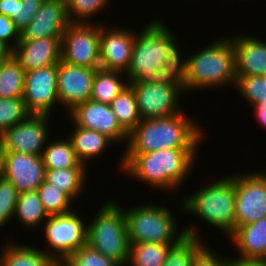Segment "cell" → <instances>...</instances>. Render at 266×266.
Listing matches in <instances>:
<instances>
[{"label":"cell","instance_id":"bcb514c9","mask_svg":"<svg viewBox=\"0 0 266 266\" xmlns=\"http://www.w3.org/2000/svg\"><path fill=\"white\" fill-rule=\"evenodd\" d=\"M52 266H68L64 261H56Z\"/></svg>","mask_w":266,"mask_h":266},{"label":"cell","instance_id":"8fae6325","mask_svg":"<svg viewBox=\"0 0 266 266\" xmlns=\"http://www.w3.org/2000/svg\"><path fill=\"white\" fill-rule=\"evenodd\" d=\"M235 229L266 216V170L234 175Z\"/></svg>","mask_w":266,"mask_h":266},{"label":"cell","instance_id":"2e32d148","mask_svg":"<svg viewBox=\"0 0 266 266\" xmlns=\"http://www.w3.org/2000/svg\"><path fill=\"white\" fill-rule=\"evenodd\" d=\"M96 70L72 65L60 59L57 81L58 100L67 113L78 104L91 99Z\"/></svg>","mask_w":266,"mask_h":266},{"label":"cell","instance_id":"4fadbf2b","mask_svg":"<svg viewBox=\"0 0 266 266\" xmlns=\"http://www.w3.org/2000/svg\"><path fill=\"white\" fill-rule=\"evenodd\" d=\"M58 64L25 72L22 99L29 114L51 115L58 100Z\"/></svg>","mask_w":266,"mask_h":266},{"label":"cell","instance_id":"60d3db41","mask_svg":"<svg viewBox=\"0 0 266 266\" xmlns=\"http://www.w3.org/2000/svg\"><path fill=\"white\" fill-rule=\"evenodd\" d=\"M206 244L195 256L192 266H227V256L217 254ZM224 257V258H223Z\"/></svg>","mask_w":266,"mask_h":266},{"label":"cell","instance_id":"ac0fdd59","mask_svg":"<svg viewBox=\"0 0 266 266\" xmlns=\"http://www.w3.org/2000/svg\"><path fill=\"white\" fill-rule=\"evenodd\" d=\"M69 24L66 0H44L39 11L20 33V40L62 38Z\"/></svg>","mask_w":266,"mask_h":266},{"label":"cell","instance_id":"e0dca14e","mask_svg":"<svg viewBox=\"0 0 266 266\" xmlns=\"http://www.w3.org/2000/svg\"><path fill=\"white\" fill-rule=\"evenodd\" d=\"M105 25L106 23H100V68L126 74L136 32L125 27Z\"/></svg>","mask_w":266,"mask_h":266},{"label":"cell","instance_id":"8992f818","mask_svg":"<svg viewBox=\"0 0 266 266\" xmlns=\"http://www.w3.org/2000/svg\"><path fill=\"white\" fill-rule=\"evenodd\" d=\"M139 205L124 209L129 243L175 244L185 236L184 227L177 226L175 213L167 206L154 203Z\"/></svg>","mask_w":266,"mask_h":266},{"label":"cell","instance_id":"9c48e42d","mask_svg":"<svg viewBox=\"0 0 266 266\" xmlns=\"http://www.w3.org/2000/svg\"><path fill=\"white\" fill-rule=\"evenodd\" d=\"M99 47L100 23H70L61 38V60L80 67L100 69Z\"/></svg>","mask_w":266,"mask_h":266},{"label":"cell","instance_id":"f546056e","mask_svg":"<svg viewBox=\"0 0 266 266\" xmlns=\"http://www.w3.org/2000/svg\"><path fill=\"white\" fill-rule=\"evenodd\" d=\"M48 142L42 153L45 169H66L80 163L68 137Z\"/></svg>","mask_w":266,"mask_h":266},{"label":"cell","instance_id":"ba28073f","mask_svg":"<svg viewBox=\"0 0 266 266\" xmlns=\"http://www.w3.org/2000/svg\"><path fill=\"white\" fill-rule=\"evenodd\" d=\"M87 223L75 208L58 215H49L44 222L43 239L48 245L43 250L55 262L65 261L71 254L87 244Z\"/></svg>","mask_w":266,"mask_h":266},{"label":"cell","instance_id":"cb8c5ba5","mask_svg":"<svg viewBox=\"0 0 266 266\" xmlns=\"http://www.w3.org/2000/svg\"><path fill=\"white\" fill-rule=\"evenodd\" d=\"M54 262L43 249L13 240L0 253V266H52Z\"/></svg>","mask_w":266,"mask_h":266},{"label":"cell","instance_id":"ab89813d","mask_svg":"<svg viewBox=\"0 0 266 266\" xmlns=\"http://www.w3.org/2000/svg\"><path fill=\"white\" fill-rule=\"evenodd\" d=\"M19 40L20 31L16 28L14 21L9 17L0 14V41L13 50Z\"/></svg>","mask_w":266,"mask_h":266},{"label":"cell","instance_id":"44dd1931","mask_svg":"<svg viewBox=\"0 0 266 266\" xmlns=\"http://www.w3.org/2000/svg\"><path fill=\"white\" fill-rule=\"evenodd\" d=\"M235 244L241 260H266V216L239 226L227 238Z\"/></svg>","mask_w":266,"mask_h":266},{"label":"cell","instance_id":"7bdbcfd3","mask_svg":"<svg viewBox=\"0 0 266 266\" xmlns=\"http://www.w3.org/2000/svg\"><path fill=\"white\" fill-rule=\"evenodd\" d=\"M16 8V0H0V14L13 19Z\"/></svg>","mask_w":266,"mask_h":266},{"label":"cell","instance_id":"603a6c76","mask_svg":"<svg viewBox=\"0 0 266 266\" xmlns=\"http://www.w3.org/2000/svg\"><path fill=\"white\" fill-rule=\"evenodd\" d=\"M173 34L170 30V52H166V62L154 73L152 82L176 86L186 94L187 58L181 57L184 53H181L179 42Z\"/></svg>","mask_w":266,"mask_h":266},{"label":"cell","instance_id":"3957f363","mask_svg":"<svg viewBox=\"0 0 266 266\" xmlns=\"http://www.w3.org/2000/svg\"><path fill=\"white\" fill-rule=\"evenodd\" d=\"M224 37L187 57L186 94L190 90L235 87V47L230 37Z\"/></svg>","mask_w":266,"mask_h":266},{"label":"cell","instance_id":"6da1fadb","mask_svg":"<svg viewBox=\"0 0 266 266\" xmlns=\"http://www.w3.org/2000/svg\"><path fill=\"white\" fill-rule=\"evenodd\" d=\"M184 112L165 118L141 120L129 133L127 149L123 151L122 160L120 157L118 170L122 172L123 167L140 153L169 148H199L204 139V127Z\"/></svg>","mask_w":266,"mask_h":266},{"label":"cell","instance_id":"f1b7e54d","mask_svg":"<svg viewBox=\"0 0 266 266\" xmlns=\"http://www.w3.org/2000/svg\"><path fill=\"white\" fill-rule=\"evenodd\" d=\"M110 106L120 126L128 134L141 122L136 95L130 85L117 95Z\"/></svg>","mask_w":266,"mask_h":266},{"label":"cell","instance_id":"7dc6e473","mask_svg":"<svg viewBox=\"0 0 266 266\" xmlns=\"http://www.w3.org/2000/svg\"><path fill=\"white\" fill-rule=\"evenodd\" d=\"M262 77H263V79H265V81H266V74L262 75Z\"/></svg>","mask_w":266,"mask_h":266},{"label":"cell","instance_id":"ffe728a7","mask_svg":"<svg viewBox=\"0 0 266 266\" xmlns=\"http://www.w3.org/2000/svg\"><path fill=\"white\" fill-rule=\"evenodd\" d=\"M236 35L229 36L235 47L236 76L266 74V41L254 35Z\"/></svg>","mask_w":266,"mask_h":266},{"label":"cell","instance_id":"7402d4cb","mask_svg":"<svg viewBox=\"0 0 266 266\" xmlns=\"http://www.w3.org/2000/svg\"><path fill=\"white\" fill-rule=\"evenodd\" d=\"M72 128L74 130L68 138L72 142L78 161L86 167L89 163L91 164L93 159L95 161V158L98 159L99 156H102L110 144H114L110 138L98 131L82 128L77 125L72 126Z\"/></svg>","mask_w":266,"mask_h":266},{"label":"cell","instance_id":"1f68e13d","mask_svg":"<svg viewBox=\"0 0 266 266\" xmlns=\"http://www.w3.org/2000/svg\"><path fill=\"white\" fill-rule=\"evenodd\" d=\"M25 70L11 56L0 66V98H22Z\"/></svg>","mask_w":266,"mask_h":266},{"label":"cell","instance_id":"4316f807","mask_svg":"<svg viewBox=\"0 0 266 266\" xmlns=\"http://www.w3.org/2000/svg\"><path fill=\"white\" fill-rule=\"evenodd\" d=\"M126 79V74L123 72L97 69L93 79L91 100L110 105L117 95L129 85Z\"/></svg>","mask_w":266,"mask_h":266},{"label":"cell","instance_id":"e575fe53","mask_svg":"<svg viewBox=\"0 0 266 266\" xmlns=\"http://www.w3.org/2000/svg\"><path fill=\"white\" fill-rule=\"evenodd\" d=\"M234 88L251 106L266 102V81L262 76H236Z\"/></svg>","mask_w":266,"mask_h":266},{"label":"cell","instance_id":"d6986e66","mask_svg":"<svg viewBox=\"0 0 266 266\" xmlns=\"http://www.w3.org/2000/svg\"><path fill=\"white\" fill-rule=\"evenodd\" d=\"M12 56L27 71L58 64L61 59V38L19 40Z\"/></svg>","mask_w":266,"mask_h":266},{"label":"cell","instance_id":"ee69618b","mask_svg":"<svg viewBox=\"0 0 266 266\" xmlns=\"http://www.w3.org/2000/svg\"><path fill=\"white\" fill-rule=\"evenodd\" d=\"M254 108V114L258 123L266 128V102H260L257 106H251Z\"/></svg>","mask_w":266,"mask_h":266},{"label":"cell","instance_id":"7c38bea8","mask_svg":"<svg viewBox=\"0 0 266 266\" xmlns=\"http://www.w3.org/2000/svg\"><path fill=\"white\" fill-rule=\"evenodd\" d=\"M129 85L135 92L141 120L165 118L183 111L179 107L183 92L176 86L152 81Z\"/></svg>","mask_w":266,"mask_h":266},{"label":"cell","instance_id":"836d02e7","mask_svg":"<svg viewBox=\"0 0 266 266\" xmlns=\"http://www.w3.org/2000/svg\"><path fill=\"white\" fill-rule=\"evenodd\" d=\"M111 3L109 0H66L70 23H90L97 13H101ZM102 10V11H101Z\"/></svg>","mask_w":266,"mask_h":266},{"label":"cell","instance_id":"d590c367","mask_svg":"<svg viewBox=\"0 0 266 266\" xmlns=\"http://www.w3.org/2000/svg\"><path fill=\"white\" fill-rule=\"evenodd\" d=\"M28 115L22 98H0V135Z\"/></svg>","mask_w":266,"mask_h":266},{"label":"cell","instance_id":"f35d334b","mask_svg":"<svg viewBox=\"0 0 266 266\" xmlns=\"http://www.w3.org/2000/svg\"><path fill=\"white\" fill-rule=\"evenodd\" d=\"M43 1L44 0H16L15 13L12 20L20 33L39 11Z\"/></svg>","mask_w":266,"mask_h":266},{"label":"cell","instance_id":"f6af8a7d","mask_svg":"<svg viewBox=\"0 0 266 266\" xmlns=\"http://www.w3.org/2000/svg\"><path fill=\"white\" fill-rule=\"evenodd\" d=\"M12 56V50L0 41V62L7 61Z\"/></svg>","mask_w":266,"mask_h":266},{"label":"cell","instance_id":"30bf717a","mask_svg":"<svg viewBox=\"0 0 266 266\" xmlns=\"http://www.w3.org/2000/svg\"><path fill=\"white\" fill-rule=\"evenodd\" d=\"M51 116L29 114L0 135V152L42 155L49 138Z\"/></svg>","mask_w":266,"mask_h":266},{"label":"cell","instance_id":"7a4b0ae2","mask_svg":"<svg viewBox=\"0 0 266 266\" xmlns=\"http://www.w3.org/2000/svg\"><path fill=\"white\" fill-rule=\"evenodd\" d=\"M197 149L199 148H169L140 153L122 171L133 179L137 178L138 182L150 185V188L170 192L180 188L188 180L196 158L198 159Z\"/></svg>","mask_w":266,"mask_h":266},{"label":"cell","instance_id":"d4e9b609","mask_svg":"<svg viewBox=\"0 0 266 266\" xmlns=\"http://www.w3.org/2000/svg\"><path fill=\"white\" fill-rule=\"evenodd\" d=\"M193 225H185V236L170 246L163 266H192L197 253L206 245Z\"/></svg>","mask_w":266,"mask_h":266},{"label":"cell","instance_id":"74e56055","mask_svg":"<svg viewBox=\"0 0 266 266\" xmlns=\"http://www.w3.org/2000/svg\"><path fill=\"white\" fill-rule=\"evenodd\" d=\"M18 196L16 187L0 174V229L12 222Z\"/></svg>","mask_w":266,"mask_h":266},{"label":"cell","instance_id":"4dcf8cb0","mask_svg":"<svg viewBox=\"0 0 266 266\" xmlns=\"http://www.w3.org/2000/svg\"><path fill=\"white\" fill-rule=\"evenodd\" d=\"M171 245L173 244L130 243L126 266H163Z\"/></svg>","mask_w":266,"mask_h":266},{"label":"cell","instance_id":"d6a6232c","mask_svg":"<svg viewBox=\"0 0 266 266\" xmlns=\"http://www.w3.org/2000/svg\"><path fill=\"white\" fill-rule=\"evenodd\" d=\"M36 191L48 215L67 213L74 207V201L66 193L45 180Z\"/></svg>","mask_w":266,"mask_h":266},{"label":"cell","instance_id":"52a82bcc","mask_svg":"<svg viewBox=\"0 0 266 266\" xmlns=\"http://www.w3.org/2000/svg\"><path fill=\"white\" fill-rule=\"evenodd\" d=\"M145 27V28H144ZM135 34L129 70L128 83L152 81L170 52V29L161 19H154Z\"/></svg>","mask_w":266,"mask_h":266},{"label":"cell","instance_id":"83f0119b","mask_svg":"<svg viewBox=\"0 0 266 266\" xmlns=\"http://www.w3.org/2000/svg\"><path fill=\"white\" fill-rule=\"evenodd\" d=\"M48 217L37 191L19 193L13 219H19L18 221L24 227L31 230L38 226L42 227L40 224L44 223Z\"/></svg>","mask_w":266,"mask_h":266},{"label":"cell","instance_id":"9a60e30c","mask_svg":"<svg viewBox=\"0 0 266 266\" xmlns=\"http://www.w3.org/2000/svg\"><path fill=\"white\" fill-rule=\"evenodd\" d=\"M72 125L92 129L110 138L114 144L128 143L129 134L120 126L111 106L88 100L68 112Z\"/></svg>","mask_w":266,"mask_h":266},{"label":"cell","instance_id":"8d00e7d4","mask_svg":"<svg viewBox=\"0 0 266 266\" xmlns=\"http://www.w3.org/2000/svg\"><path fill=\"white\" fill-rule=\"evenodd\" d=\"M64 262L68 266H123L121 263L103 256L88 244L75 251Z\"/></svg>","mask_w":266,"mask_h":266},{"label":"cell","instance_id":"b9f144b4","mask_svg":"<svg viewBox=\"0 0 266 266\" xmlns=\"http://www.w3.org/2000/svg\"><path fill=\"white\" fill-rule=\"evenodd\" d=\"M234 257H227V266H266V260H241Z\"/></svg>","mask_w":266,"mask_h":266},{"label":"cell","instance_id":"5bb4252c","mask_svg":"<svg viewBox=\"0 0 266 266\" xmlns=\"http://www.w3.org/2000/svg\"><path fill=\"white\" fill-rule=\"evenodd\" d=\"M45 171L42 155L0 152V174L19 193L36 191L45 180Z\"/></svg>","mask_w":266,"mask_h":266},{"label":"cell","instance_id":"5b68a950","mask_svg":"<svg viewBox=\"0 0 266 266\" xmlns=\"http://www.w3.org/2000/svg\"><path fill=\"white\" fill-rule=\"evenodd\" d=\"M87 225V244L103 256L126 266L129 259L128 238L124 209L115 200H107Z\"/></svg>","mask_w":266,"mask_h":266},{"label":"cell","instance_id":"484cf974","mask_svg":"<svg viewBox=\"0 0 266 266\" xmlns=\"http://www.w3.org/2000/svg\"><path fill=\"white\" fill-rule=\"evenodd\" d=\"M87 167L79 163L66 169H46L45 181L66 193L74 202L85 188Z\"/></svg>","mask_w":266,"mask_h":266},{"label":"cell","instance_id":"277c9868","mask_svg":"<svg viewBox=\"0 0 266 266\" xmlns=\"http://www.w3.org/2000/svg\"><path fill=\"white\" fill-rule=\"evenodd\" d=\"M181 211L194 214L220 230L225 237L235 231L236 190L234 174L225 175L209 183L195 193L183 197Z\"/></svg>","mask_w":266,"mask_h":266}]
</instances>
